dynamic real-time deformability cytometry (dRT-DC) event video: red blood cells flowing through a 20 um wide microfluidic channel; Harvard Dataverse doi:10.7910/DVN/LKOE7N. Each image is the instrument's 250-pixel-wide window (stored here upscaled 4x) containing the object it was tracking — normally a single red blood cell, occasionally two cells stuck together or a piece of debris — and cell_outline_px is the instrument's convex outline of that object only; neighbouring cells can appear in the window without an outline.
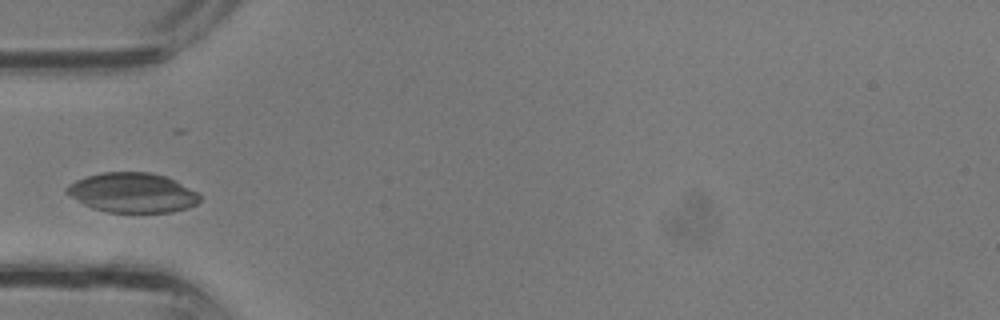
{"species": "common noctule bat (a hibernating species)", "species_latin": "Nyctalus noctula", "temperature_condition": "room temperature", "stored_images_in_passage": 21, "camera_frame_rate_fps": 3000, "um_per_image_px": 0.085, "animal": {"sex": "male", "body_mass_g": 13.3}, "frame": {"image": 1, "passage_image": 1, "time_ms": 0.0, "image_size_px": [1000, 320], "cell_outline_px": [[200, 200], [196, 204], [188, 208], [172, 212], [108, 212], [92, 208], [84, 204], [64, 192], [64, 188], [68, 184], [76, 180], [88, 176], [104, 172], [148, 172], [164, 176], [196, 192], [200, 196]], "centroid_in_image_um": [11.21, 16.38], "position_along_channel_um": 73.8, "area_um2": 30.46}}
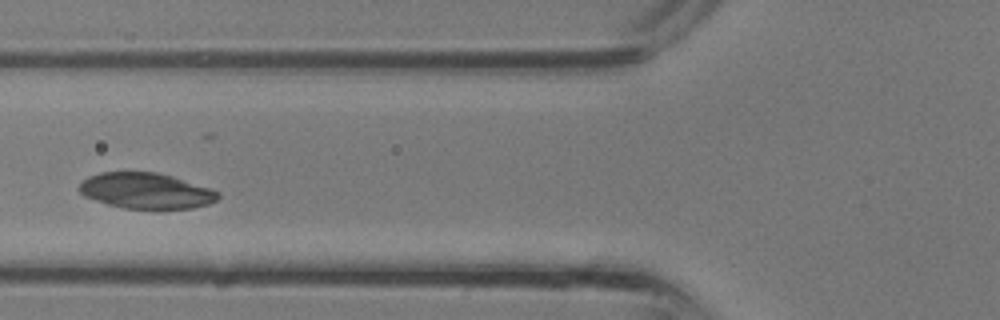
{"frame": {"image": 2, "passage_image": 3, "time_ms": 0.667, "image_size_px": [1000, 320], "cell_outline_px": [[220, 196], [216, 200], [208, 204], [192, 208], [160, 212], [124, 208], [108, 204], [84, 196], [76, 188], [88, 176], [100, 172], [156, 172], [172, 176], [212, 188], [220, 192]], "centroid_in_image_um": [12.45, 16.26], "position_along_channel_um": 113.3, "area_um2": 29.82}}
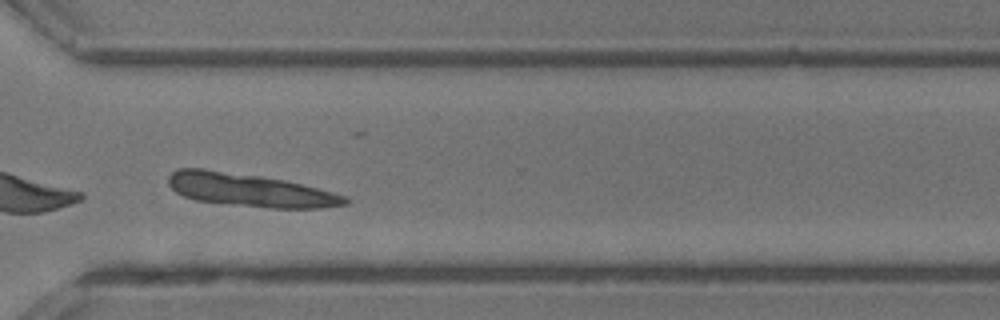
{"frame": {"image": 3, "passage_image": 15, "time_ms": 4.667, "image_size_px": [1000, 320], "cell_outline_px": [[348, 204], [320, 208], [272, 208], [232, 204], [196, 200], [184, 196], [176, 192], [168, 184], [168, 176], [176, 168], [204, 168], [260, 176], [284, 180], [348, 196]], "centroid_in_image_um": [21.21, 16.15], "position_along_channel_um": 349.4, "area_um2": 33.81}}